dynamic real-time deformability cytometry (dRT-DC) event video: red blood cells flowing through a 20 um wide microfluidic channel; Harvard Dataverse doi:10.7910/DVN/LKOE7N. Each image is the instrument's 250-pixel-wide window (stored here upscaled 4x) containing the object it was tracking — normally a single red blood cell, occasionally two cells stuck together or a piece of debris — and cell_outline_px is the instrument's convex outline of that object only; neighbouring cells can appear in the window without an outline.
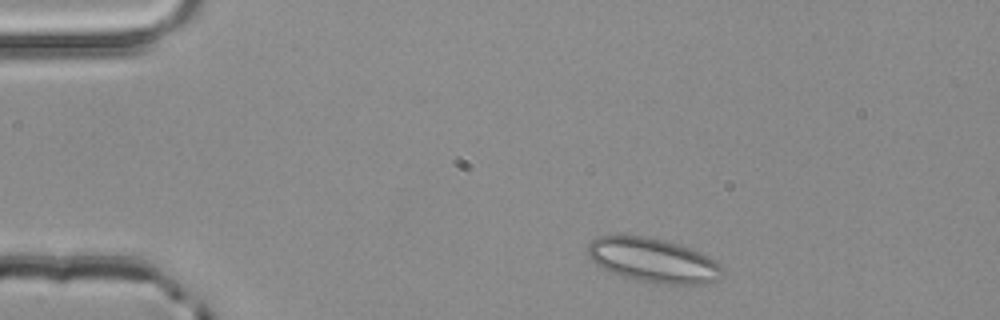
{"species": "common noctule bat (a hibernating species)", "species_latin": "Nyctalus noctula", "temperature_condition": "room temperature", "stored_images_in_passage": 3, "camera_frame_rate_fps": 3000, "um_per_image_px": 0.085, "animal": {"sex": "male", "body_mass_g": 20.4}, "frame": {"image": 1, "passage_image": 1, "time_ms": 0.0, "image_size_px": [1000, 320], "cell_outline_px": [[724, 272], [720, 280], [708, 284], [656, 284], [620, 276], [596, 264], [588, 256], [588, 244], [596, 236], [644, 236], [664, 240], [700, 252], [716, 260], [724, 268]], "centroid_in_image_um": [55.57, 22.15], "position_along_channel_um": 29.4, "area_um2": 34.85}}